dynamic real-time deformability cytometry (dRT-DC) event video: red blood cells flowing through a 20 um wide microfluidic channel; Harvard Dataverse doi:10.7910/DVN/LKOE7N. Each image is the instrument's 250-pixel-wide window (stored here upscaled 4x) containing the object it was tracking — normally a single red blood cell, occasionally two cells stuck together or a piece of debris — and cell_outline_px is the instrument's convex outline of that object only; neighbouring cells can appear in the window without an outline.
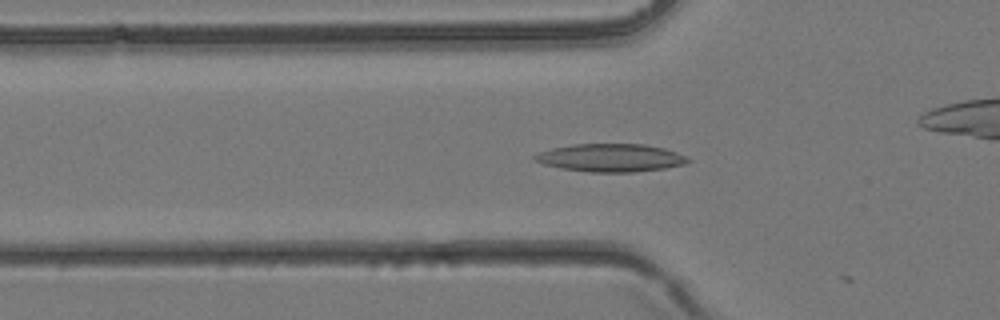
{"species": "common noctule bat (a hibernating species)", "species_latin": "Nyctalus noctula", "temperature_condition": "room temperature", "stored_images_in_passage": 24, "camera_frame_rate_fps": 3000, "um_per_image_px": 0.085, "animal": {"sex": "female", "body_mass_g": 24.6, "forearm_length_mm": 56.2}, "frame": {"image": 1, "passage_image": 13, "time_ms": 4.0, "image_size_px": [1000, 320], "cell_outline_px": [[692, 160], [684, 164], [664, 168], [636, 172], [592, 172], [560, 168], [544, 164], [532, 160], [532, 156], [540, 152], [552, 148], [572, 144], [644, 144], [664, 148], [688, 156]], "centroid_in_image_um": [51.91, 13.41], "position_along_channel_um": 73.9, "area_um2": 25.03}}
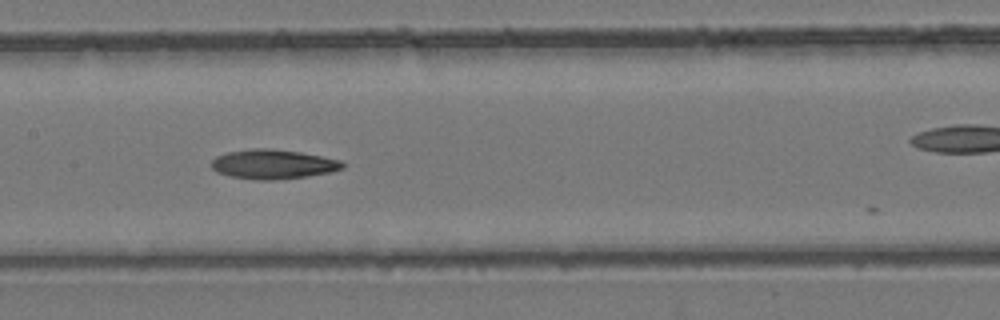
{"frame": {"image": 2, "passage_image": 19, "time_ms": 6.0, "image_size_px": [1000, 320], "cell_outline_px": [[344, 168], [332, 172], [308, 176], [276, 180], [260, 180], [232, 176], [216, 172], [212, 168], [212, 160], [216, 156], [228, 152], [252, 148], [268, 148], [300, 152], [340, 160], [344, 164]], "centroid_in_image_um": [23.22, 13.96], "position_along_channel_um": 184.2, "area_um2": 22.43}}
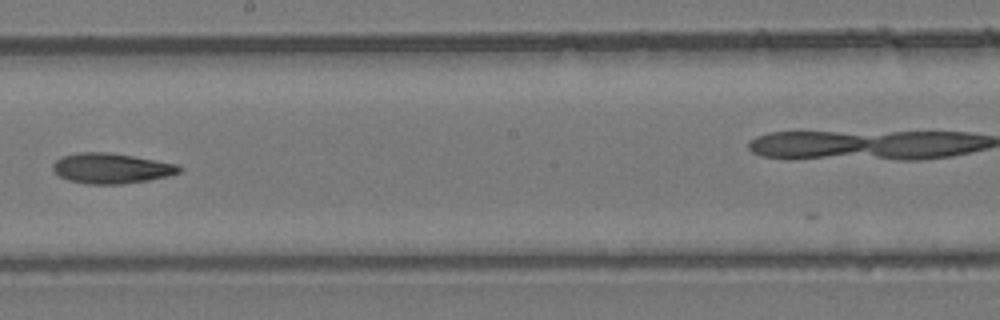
{"frame": {"image": 3, "passage_image": 22, "time_ms": 7.0, "image_size_px": [1000, 320], "cell_outline_px": [[180, 172], [168, 176], [148, 180], [120, 184], [88, 184], [68, 180], [60, 176], [52, 168], [52, 164], [60, 156], [80, 152], [108, 152], [156, 160], [176, 164], [180, 168]], "centroid_in_image_um": [9.42, 14.3], "position_along_channel_um": 238.8, "area_um2": 22.14}}